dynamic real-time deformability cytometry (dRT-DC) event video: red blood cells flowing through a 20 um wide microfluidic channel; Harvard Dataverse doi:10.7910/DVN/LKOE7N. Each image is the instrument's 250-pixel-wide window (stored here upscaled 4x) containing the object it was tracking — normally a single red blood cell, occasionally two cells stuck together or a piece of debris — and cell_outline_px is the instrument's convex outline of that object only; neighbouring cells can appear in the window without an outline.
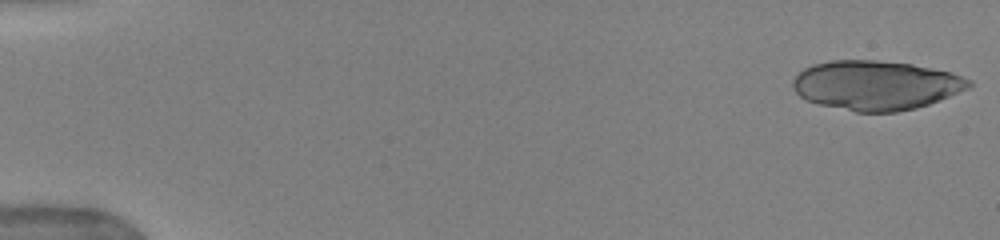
{"species": "human", "species_latin": "Homo sapiens", "temperature_condition": "warm", "stored_images_in_passage": 50, "camera_frame_rate_fps": 3000, "um_per_image_px": 0.085, "donor": {"sex": "female"}, "frame": {"image": 1, "passage_image": 1, "time_ms": 0.0, "image_size_px": [1000, 240], "cell_outline_px": [[972, 84], [968, 88], [928, 104], [916, 108], [896, 112], [856, 112], [820, 104], [808, 100], [800, 96], [792, 88], [792, 80], [804, 68], [812, 64], [832, 60], [876, 60], [912, 64], [952, 72], [972, 80]], "centroid_in_image_um": [74.44, 7.24], "position_along_channel_um": 10.6, "area_um2": 50.58}}
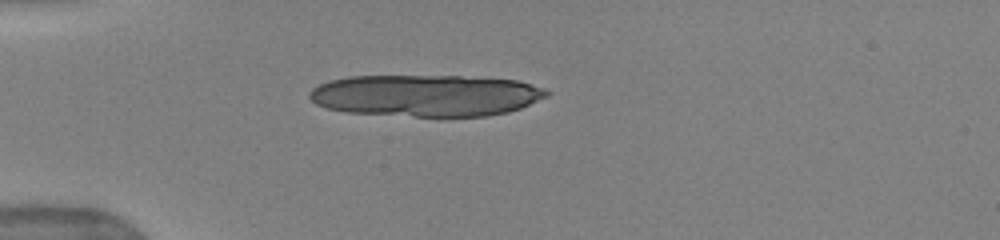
{"frame": {"image": 2, "passage_image": 14, "time_ms": 4.333, "image_size_px": [1000, 240], "cell_outline_px": [[552, 92], [548, 96], [520, 108], [508, 112], [488, 116], [416, 116], [348, 112], [328, 108], [316, 104], [308, 96], [308, 92], [312, 88], [328, 80], [348, 76], [460, 76], [516, 80], [544, 88]], "centroid_in_image_um": [36.2, 8.11], "position_along_channel_um": 48.8, "area_um2": 57.74}}